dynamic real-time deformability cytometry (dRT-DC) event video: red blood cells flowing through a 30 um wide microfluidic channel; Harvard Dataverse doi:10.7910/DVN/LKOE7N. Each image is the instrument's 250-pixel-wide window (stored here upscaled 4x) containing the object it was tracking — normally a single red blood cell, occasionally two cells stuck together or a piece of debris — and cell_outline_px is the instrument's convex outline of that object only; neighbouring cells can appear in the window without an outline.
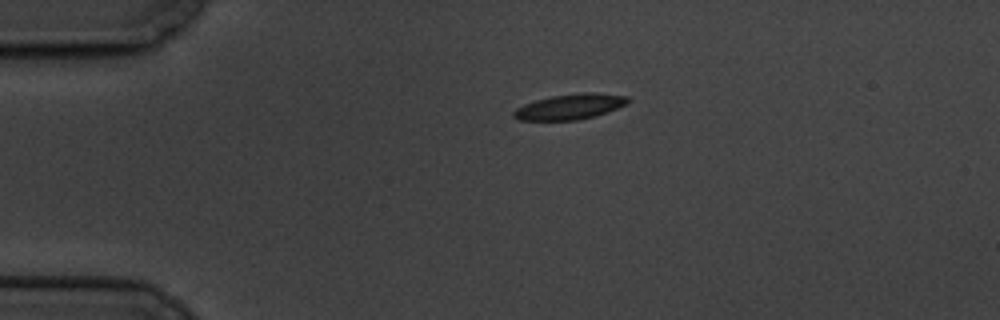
{"species": "common noctule bat (a hibernating species)", "species_latin": "Nyctalus noctula", "temperature_condition": "cold", "stored_images_in_passage": 7, "camera_frame_rate_fps": 3000, "um_per_image_px": 0.085, "animal": {"sex": "male", "body_mass_g": 19.5, "forearm_length_mm": 54.6}, "frame": {"image": 1, "passage_image": 1, "time_ms": 0.0, "image_size_px": [1000, 320], "cell_outline_px": [[632, 100], [628, 104], [580, 120], [520, 120], [512, 116], [512, 112], [516, 108], [524, 104], [536, 100], [552, 96], [580, 92], [596, 92], [628, 96]], "centroid_in_image_um": [48.46, 9.05], "position_along_channel_um": 36.5, "area_um2": 16.94}}
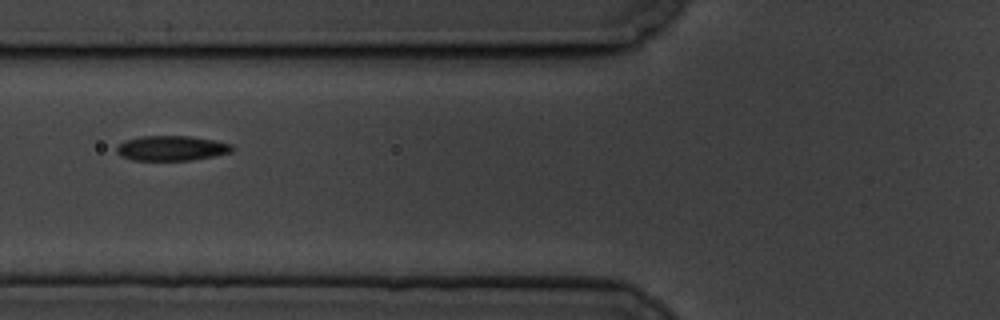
{"frame": {"image": 2, "passage_image": 4, "time_ms": 3.333, "image_size_px": [1000, 320], "cell_outline_px": [[232, 152], [212, 156], [188, 160], [132, 160], [120, 156], [116, 152], [116, 148], [124, 140], [140, 136], [192, 136], [232, 144]], "centroid_in_image_um": [14.53, 12.59], "position_along_channel_um": 111.3, "area_um2": 16.7}}
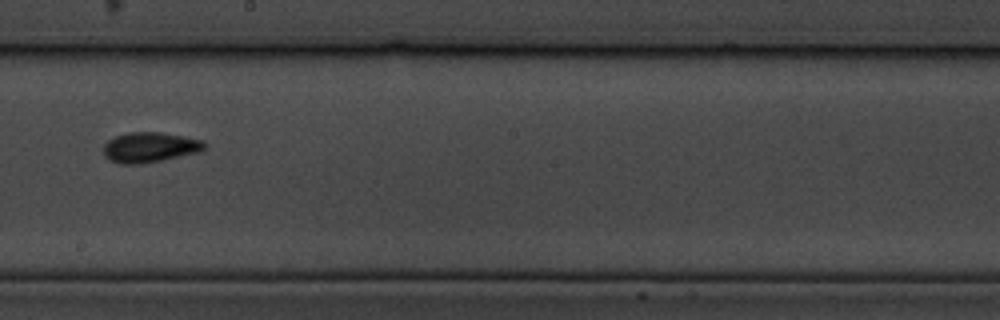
{"frame": {"image": 3, "passage_image": 7, "time_ms": 7.0, "image_size_px": [1000, 320], "cell_outline_px": [[208, 144], [200, 152], [164, 160], [136, 164], [120, 164], [112, 160], [104, 152], [104, 144], [108, 140], [116, 136], [128, 132], [160, 132], [184, 136], [204, 140]], "centroid_in_image_um": [12.8, 12.51], "position_along_channel_um": 235.4, "area_um2": 17.74}}